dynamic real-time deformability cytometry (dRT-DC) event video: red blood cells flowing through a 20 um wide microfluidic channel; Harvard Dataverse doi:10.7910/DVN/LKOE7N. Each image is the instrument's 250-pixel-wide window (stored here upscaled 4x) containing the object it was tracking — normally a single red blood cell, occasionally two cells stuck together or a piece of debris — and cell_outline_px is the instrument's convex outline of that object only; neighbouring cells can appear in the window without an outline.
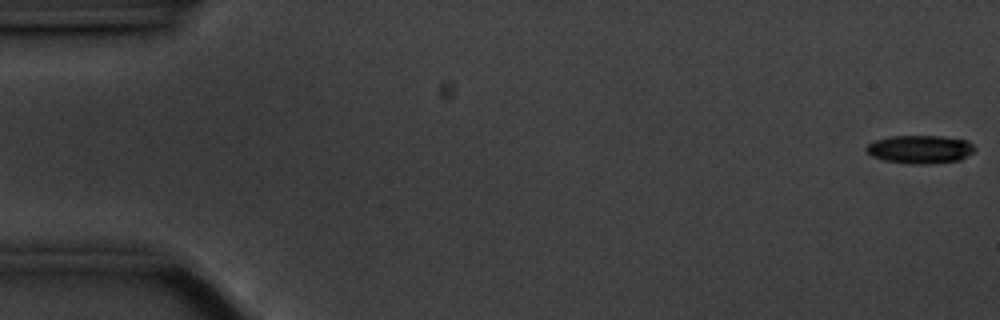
{"species": "common noctule bat (a hibernating species)", "species_latin": "Nyctalus noctula", "temperature_condition": "cold", "stored_images_in_passage": 57, "camera_frame_rate_fps": 3000, "um_per_image_px": 0.085, "animal": {"sex": "male", "body_mass_g": 20.1, "forearm_length_mm": 53.5}, "frame": {"image": 1, "passage_image": 1, "time_ms": 0.0, "image_size_px": [1000, 320], "cell_outline_px": [[976, 148], [972, 152], [960, 160], [928, 164], [908, 164], [884, 160], [872, 156], [864, 148], [868, 144], [876, 140], [892, 136], [944, 136], [968, 140]], "centroid_in_image_um": [78.22, 12.69], "position_along_channel_um": 6.8, "area_um2": 17.86}}
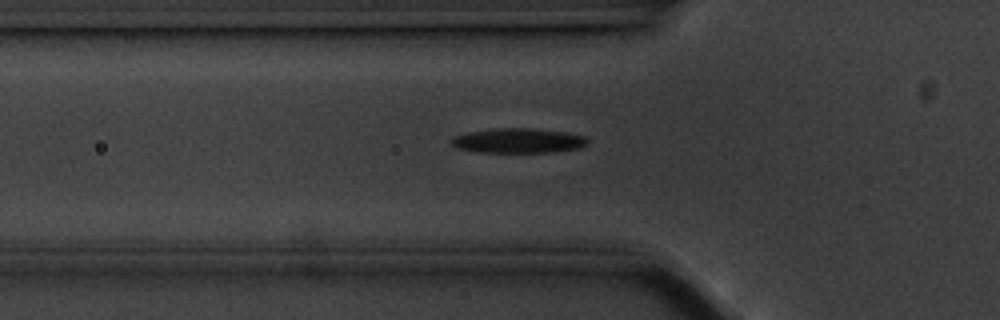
{"frame": {"image": 2, "passage_image": 19, "time_ms": 6.0, "image_size_px": [1000, 320], "cell_outline_px": [[588, 144], [584, 148], [556, 152], [476, 152], [456, 148], [452, 144], [452, 136], [468, 132], [492, 128], [528, 128], [564, 132], [584, 136], [588, 140]], "centroid_in_image_um": [44.06, 11.96], "position_along_channel_um": 81.7, "area_um2": 19.83}}
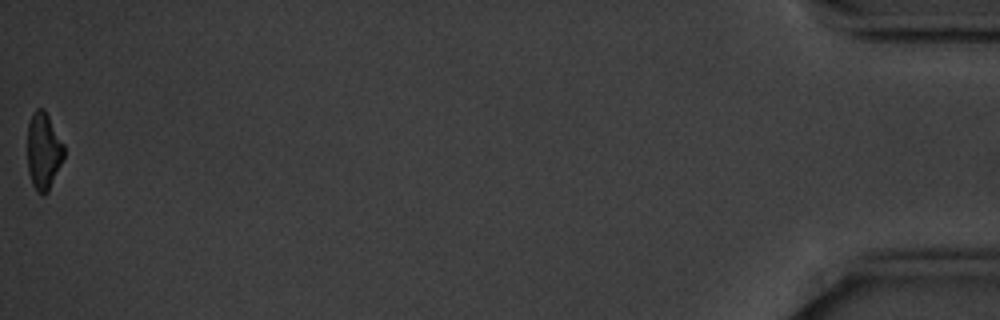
{"frame": {"image": 3, "passage_image": 57, "time_ms": 18.667, "image_size_px": [1000, 320], "cell_outline_px": [[64, 156], [48, 192], [36, 192], [32, 184], [28, 172], [28, 124], [32, 112], [36, 108], [44, 108], [64, 144]], "centroid_in_image_um": [3.69, 12.8], "position_along_channel_um": 431.5, "area_um2": 16.3}, "authors_computed_cell_mechanics": {"area_um2": 18.9006, "velocity_mm_per_s": 3.5296, "shape_relaxation_time_tau1_ms": 1.8907, "shape_relaxation_time_tau2_ms": null, "deformation_change_tau1": 0.108, "deformation_change_tau2": null}}